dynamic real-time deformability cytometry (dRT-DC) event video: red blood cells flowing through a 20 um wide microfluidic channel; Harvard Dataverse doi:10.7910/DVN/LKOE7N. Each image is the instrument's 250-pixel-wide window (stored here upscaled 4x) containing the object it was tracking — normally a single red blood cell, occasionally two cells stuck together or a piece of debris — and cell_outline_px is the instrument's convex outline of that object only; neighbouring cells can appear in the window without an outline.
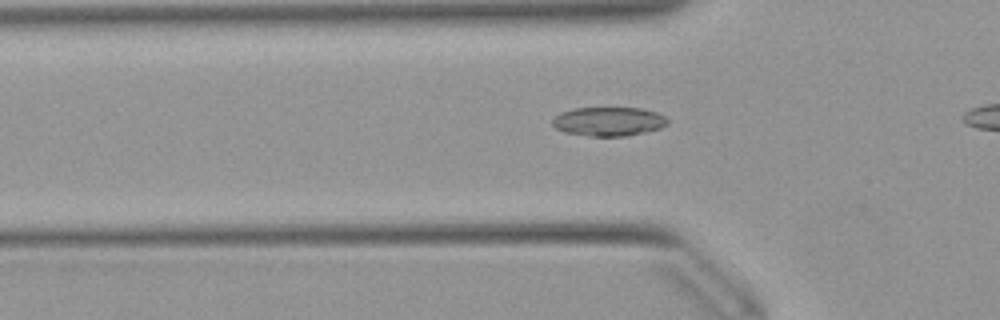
{"species": "Egyptian fruit bat (a non-hibernating species)", "species_latin": "Rousettus aegyptiacus", "temperature_condition": "warm", "stored_images_in_passage": 29, "camera_frame_rate_fps": 3000, "um_per_image_px": 0.085, "animal": {"sex": "female"}, "frame": {"image": 1, "passage_image": 4, "time_ms": 1.0, "image_size_px": [1000, 320], "cell_outline_px": [[668, 124], [660, 128], [648, 132], [624, 136], [592, 136], [564, 132], [556, 128], [552, 124], [552, 120], [560, 112], [572, 108], [640, 108], [656, 112], [664, 116], [668, 120]], "centroid_in_image_um": [51.74, 10.32], "position_along_channel_um": 74.1, "area_um2": 19.48}}
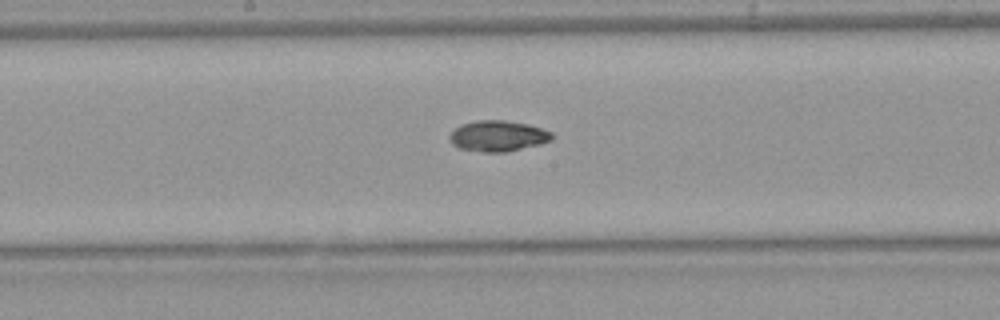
{"frame": {"image": 2, "passage_image": 14, "time_ms": 4.333, "image_size_px": [1000, 320], "cell_outline_px": [[552, 140], [540, 144], [504, 152], [484, 152], [460, 148], [452, 144], [448, 136], [460, 124], [476, 120], [504, 120], [528, 124], [552, 132]], "centroid_in_image_um": [42.31, 11.55], "position_along_channel_um": 205.9, "area_um2": 18.26}}
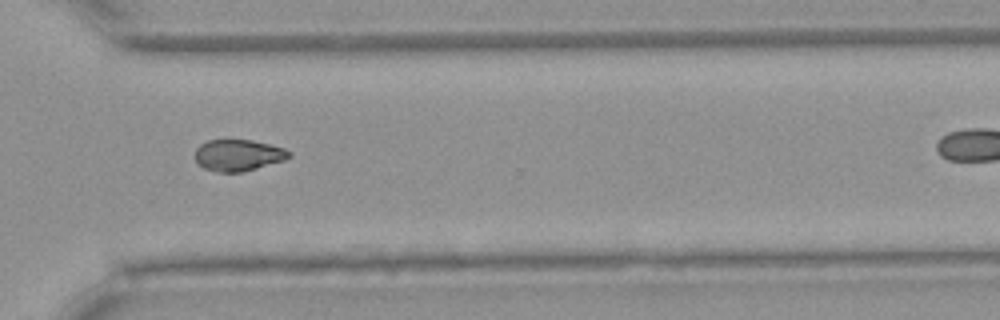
{"frame": {"image": 3, "passage_image": 25, "time_ms": 8.0, "image_size_px": [1000, 320], "cell_outline_px": [[292, 156], [284, 160], [256, 168], [240, 172], [216, 172], [204, 168], [196, 164], [196, 148], [200, 144], [208, 140], [252, 140], [284, 148], [292, 152]], "centroid_in_image_um": [20.24, 13.19], "position_along_channel_um": 350.4, "area_um2": 17.22}}